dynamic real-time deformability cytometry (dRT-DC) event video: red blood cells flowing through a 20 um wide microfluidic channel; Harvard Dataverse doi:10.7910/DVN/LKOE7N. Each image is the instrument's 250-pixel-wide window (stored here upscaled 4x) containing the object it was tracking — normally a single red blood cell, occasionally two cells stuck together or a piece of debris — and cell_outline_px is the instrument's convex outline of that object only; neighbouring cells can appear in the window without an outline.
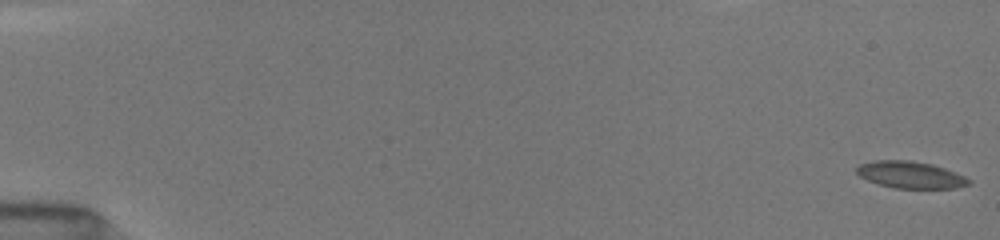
{"species": "common noctule bat (a hibernating species)", "species_latin": "Nyctalus noctula", "temperature_condition": "room temperature", "stored_images_in_passage": 40, "camera_frame_rate_fps": 3000, "um_per_image_px": 0.085, "animal": {"sex": "female", "body_mass_g": 19.5, "forearm_length_mm": 54.1}, "frame": {"image": 1, "passage_image": 1, "time_ms": 0.0, "image_size_px": [1000, 240], "cell_outline_px": [[972, 180], [968, 184], [956, 188], [896, 188], [880, 184], [868, 180], [860, 176], [856, 172], [856, 168], [860, 164], [872, 160], [908, 160], [932, 164], [944, 168], [964, 176]], "centroid_in_image_um": [77.38, 14.85], "position_along_channel_um": 7.6, "area_um2": 17.4}}